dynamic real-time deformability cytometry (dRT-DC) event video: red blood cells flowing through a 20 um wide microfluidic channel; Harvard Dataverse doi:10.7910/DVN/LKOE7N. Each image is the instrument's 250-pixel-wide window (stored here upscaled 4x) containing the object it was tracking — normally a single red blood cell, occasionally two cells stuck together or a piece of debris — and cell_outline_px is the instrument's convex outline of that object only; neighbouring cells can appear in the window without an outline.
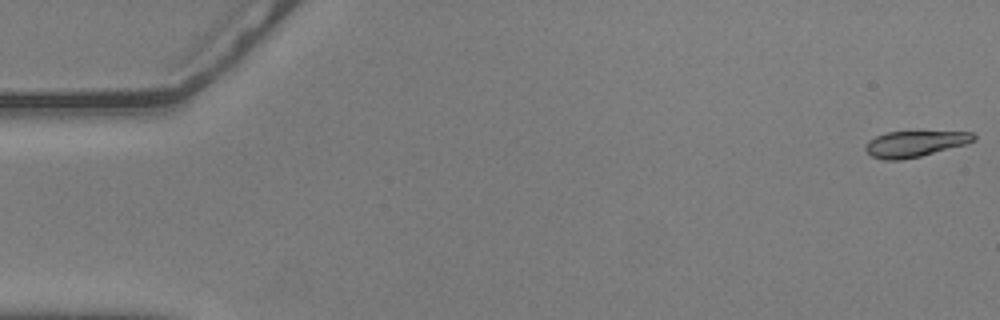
{"species": "common noctule bat (a hibernating species)", "species_latin": "Nyctalus noctula", "temperature_condition": "warm", "stored_images_in_passage": 57, "camera_frame_rate_fps": 3000, "um_per_image_px": 0.085, "animal": {"sex": "male", "body_mass_g": 20.5, "forearm_length_mm": 52.5}, "frame": {"image": 1, "passage_image": 1, "time_ms": 0.0, "image_size_px": [1000, 320], "cell_outline_px": [[976, 140], [964, 144], [920, 156], [900, 160], [884, 160], [872, 156], [864, 148], [864, 144], [868, 140], [876, 136], [888, 132], [972, 132], [976, 136]], "centroid_in_image_um": [77.71, 12.22], "position_along_channel_um": 7.3, "area_um2": 16.13}}
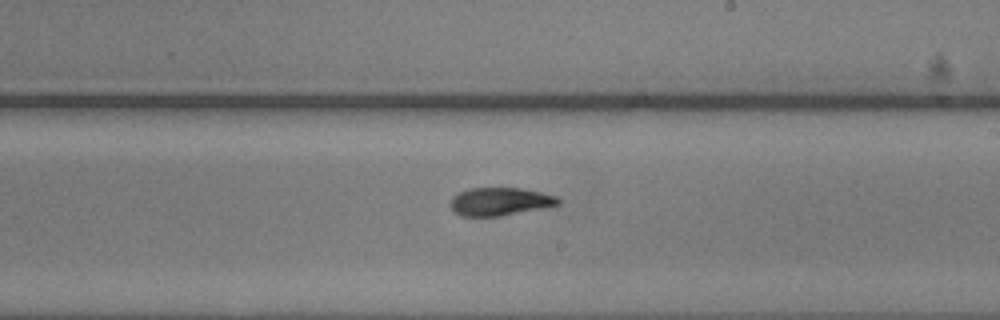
{"frame": {"image": 2, "passage_image": 33, "time_ms": 10.667, "image_size_px": [1000, 320], "cell_outline_px": [[560, 204], [500, 216], [460, 216], [452, 208], [452, 196], [460, 192], [472, 188], [520, 188], [540, 192], [556, 196], [560, 200]], "centroid_in_image_um": [42.49, 17.13], "position_along_channel_um": 246.5, "area_um2": 17.22}}
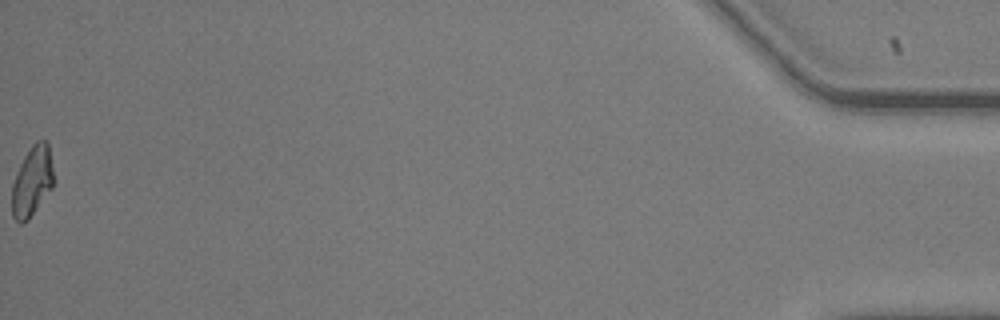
{"frame": {"image": 3, "passage_image": 57, "time_ms": 18.667, "image_size_px": [1000, 320], "cell_outline_px": [[52, 188], [28, 220], [24, 224], [20, 224], [12, 216], [12, 184], [20, 164], [24, 156], [32, 144], [36, 140], [48, 140], [52, 168]], "centroid_in_image_um": [2.71, 15.41], "position_along_channel_um": 432.5, "area_um2": 16.94}, "authors_computed_cell_mechanics": {"area_um2": 17.7446, "velocity_mm_per_s": 3.5952, "shape_relaxation_time_tau1_ms": 5.1764, "shape_relaxation_time_tau2_ms": 2.6764, "deformation_change_tau1": 0.1724, "deformation_change_tau2": 0.072}}